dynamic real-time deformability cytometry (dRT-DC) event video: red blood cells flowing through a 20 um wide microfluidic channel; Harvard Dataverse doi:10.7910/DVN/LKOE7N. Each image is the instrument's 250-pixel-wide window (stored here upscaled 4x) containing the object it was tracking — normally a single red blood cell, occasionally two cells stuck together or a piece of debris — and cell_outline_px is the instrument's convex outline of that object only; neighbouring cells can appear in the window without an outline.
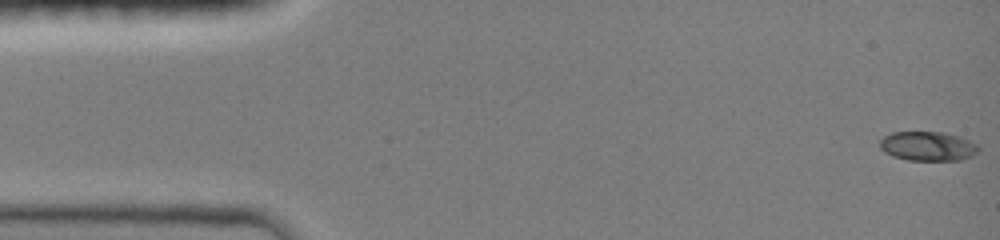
{"species": "common noctule bat (a hibernating species)", "species_latin": "Nyctalus noctula", "temperature_condition": "room temperature", "stored_images_in_passage": 47, "camera_frame_rate_fps": 3000, "um_per_image_px": 0.085, "animal": {"sex": "female", "body_mass_g": 19.0, "forearm_length_mm": 51.5}, "frame": {"image": 1, "passage_image": 1, "time_ms": 0.0, "image_size_px": [1000, 240], "cell_outline_px": [[980, 148], [972, 156], [960, 160], [908, 160], [892, 156], [884, 152], [880, 148], [880, 140], [884, 136], [892, 132], [944, 132], [960, 136], [976, 144]], "centroid_in_image_um": [78.85, 12.42], "position_along_channel_um": 6.2, "area_um2": 16.88}}
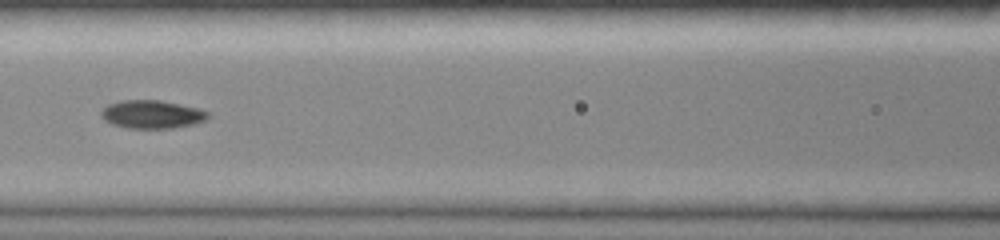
{"frame": {"image": 2, "passage_image": 21, "time_ms": 6.667, "image_size_px": [1000, 240], "cell_outline_px": [[212, 116], [204, 120], [192, 124], [172, 128], [128, 128], [112, 124], [104, 120], [100, 116], [100, 112], [108, 104], [120, 100], [160, 100], [200, 108], [208, 112]], "centroid_in_image_um": [12.91, 9.71], "position_along_channel_um": 153.7, "area_um2": 17.63}}
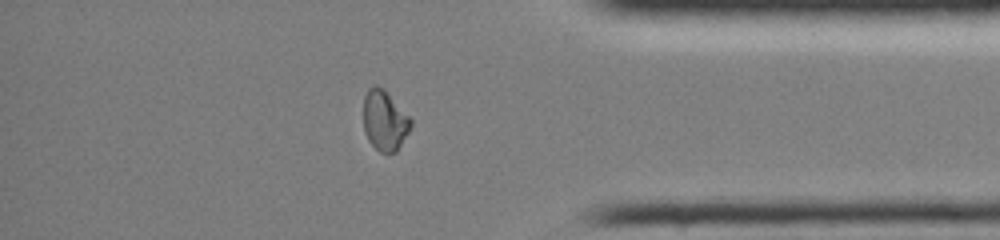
{"frame": {"image": 3, "passage_image": 40, "time_ms": 13.0, "image_size_px": [1000, 240], "cell_outline_px": [[412, 124], [408, 132], [396, 152], [380, 152], [368, 140], [364, 132], [364, 96], [368, 88], [376, 84], [384, 88], [412, 120]], "centroid_in_image_um": [32.68, 10.22], "position_along_channel_um": 402.5, "area_um2": 16.53}, "authors_computed_cell_mechanics": {"area_um2": 16.9354, "velocity_mm_per_s": 4.0788, "shape_relaxation_time_tau1_ms": null, "shape_relaxation_time_tau2_ms": 3.305, "deformation_change_tau1": null, "deformation_change_tau2": 0.0632}}